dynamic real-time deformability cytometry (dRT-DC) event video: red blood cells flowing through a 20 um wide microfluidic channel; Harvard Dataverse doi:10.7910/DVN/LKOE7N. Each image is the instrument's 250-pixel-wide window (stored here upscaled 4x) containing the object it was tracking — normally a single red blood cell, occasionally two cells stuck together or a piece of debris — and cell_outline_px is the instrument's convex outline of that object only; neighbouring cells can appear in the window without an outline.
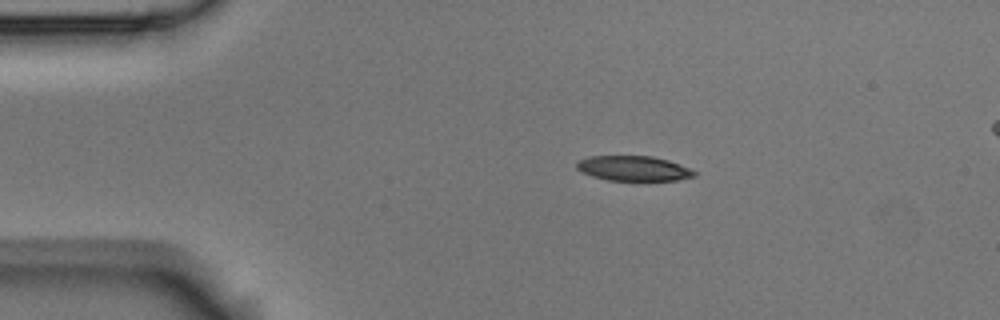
{"species": "Egyptian fruit bat (a non-hibernating species)", "species_latin": "Rousettus aegyptiacus", "temperature_condition": "room temperature", "stored_images_in_passage": 7, "camera_frame_rate_fps": 3000, "um_per_image_px": 0.085, "animal": {"sex": "male"}, "frame": {"image": 1, "passage_image": 1, "time_ms": 0.0, "image_size_px": [1000, 320], "cell_outline_px": [[696, 176], [676, 180], [608, 180], [592, 176], [580, 172], [576, 168], [576, 164], [580, 160], [588, 156], [652, 156], [668, 160], [680, 164], [696, 172]], "centroid_in_image_um": [53.83, 14.31], "position_along_channel_um": 31.2, "area_um2": 17.05}}
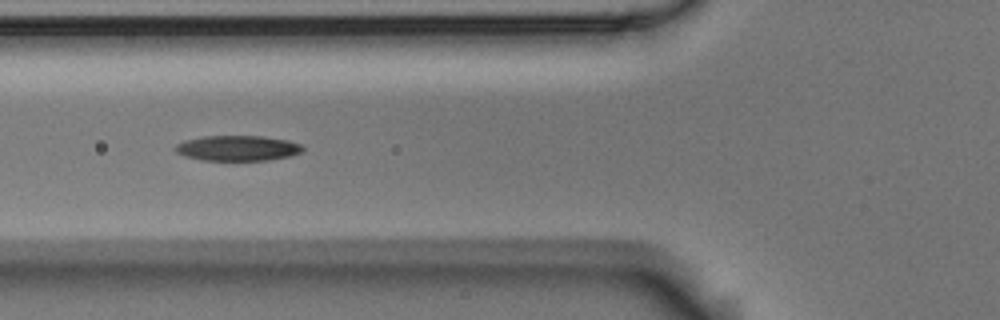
{"frame": {"image": 2, "passage_image": 4, "time_ms": 1.0, "image_size_px": [1000, 320], "cell_outline_px": [[304, 148], [300, 152], [288, 156], [268, 160], [200, 160], [184, 156], [176, 152], [172, 148], [176, 144], [184, 140], [200, 136], [264, 136], [288, 140], [300, 144]], "centroid_in_image_um": [20.13, 12.58], "position_along_channel_um": 105.7, "area_um2": 18.9}}
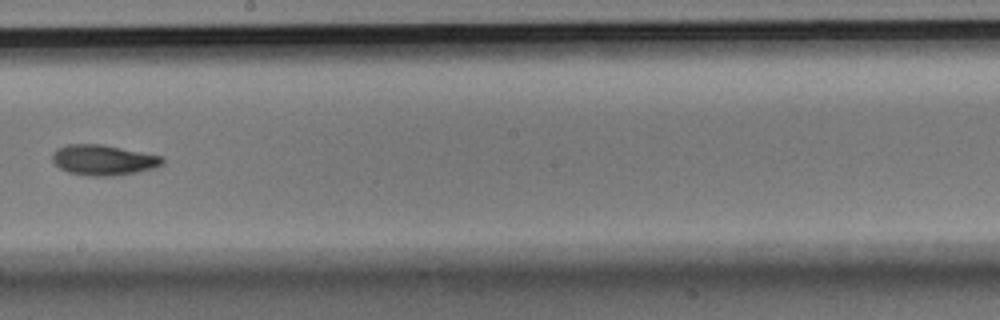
{"frame": {"image": 3, "passage_image": 7, "time_ms": 2.0, "image_size_px": [1000, 320], "cell_outline_px": [[164, 164], [152, 168], [136, 172], [112, 176], [84, 176], [68, 172], [60, 168], [52, 160], [52, 152], [56, 148], [68, 144], [100, 144], [164, 156]], "centroid_in_image_um": [8.77, 13.6], "position_along_channel_um": 239.4, "area_um2": 19.59}}